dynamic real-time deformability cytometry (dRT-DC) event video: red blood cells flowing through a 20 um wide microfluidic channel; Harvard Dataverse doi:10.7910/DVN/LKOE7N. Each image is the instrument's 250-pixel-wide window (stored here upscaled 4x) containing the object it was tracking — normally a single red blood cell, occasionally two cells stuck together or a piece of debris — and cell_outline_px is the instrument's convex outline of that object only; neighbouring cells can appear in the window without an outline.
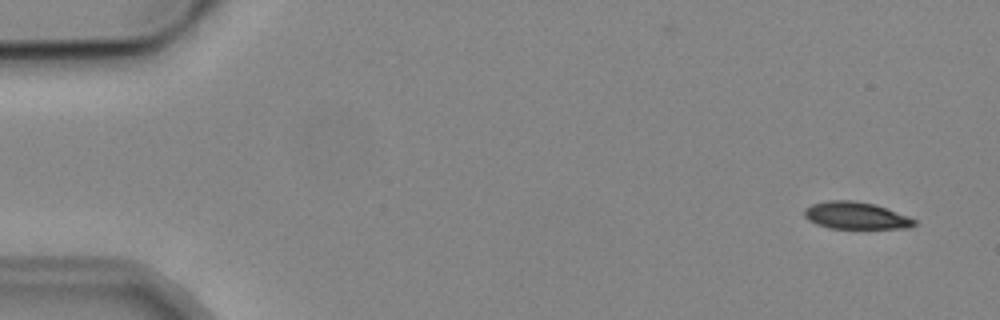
{"species": "common noctule bat (a hibernating species)", "species_latin": "Nyctalus noctula", "temperature_condition": "cold", "stored_images_in_passage": 4, "camera_frame_rate_fps": 3000, "um_per_image_px": 0.085, "animal": {"sex": "male", "body_mass_g": 19.2, "forearm_length_mm": 51.8}, "frame": {"image": 1, "passage_image": 1, "time_ms": 0.0, "image_size_px": [1000, 320], "cell_outline_px": [[916, 224], [908, 228], [828, 228], [816, 224], [808, 220], [804, 216], [804, 208], [812, 204], [828, 200], [852, 200], [872, 204], [908, 216], [916, 220]], "centroid_in_image_um": [72.7, 18.33], "position_along_channel_um": 12.3, "area_um2": 17.22}}